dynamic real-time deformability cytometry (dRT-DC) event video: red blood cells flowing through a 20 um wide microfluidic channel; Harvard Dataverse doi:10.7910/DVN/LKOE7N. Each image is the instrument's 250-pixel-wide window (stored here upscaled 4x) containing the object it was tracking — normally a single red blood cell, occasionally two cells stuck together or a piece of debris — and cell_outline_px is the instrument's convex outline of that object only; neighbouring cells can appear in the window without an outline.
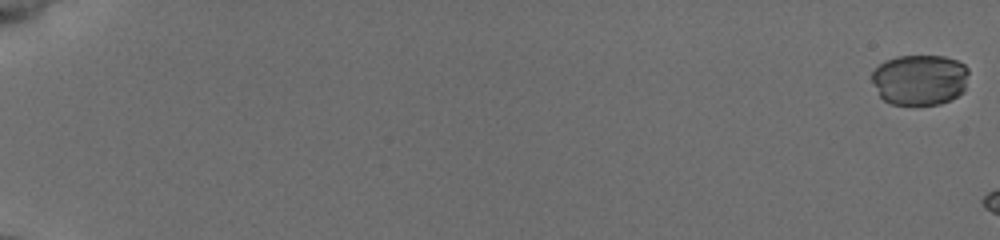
{"species": "common noctule bat (a hibernating species)", "species_latin": "Nyctalus noctula", "temperature_condition": "cold", "stored_images_in_passage": 6, "camera_frame_rate_fps": 3000, "um_per_image_px": 0.085, "animal": {"sex": "female", "body_mass_g": 19.5, "forearm_length_mm": 54.1}, "frame": {"image": 1, "passage_image": 1, "time_ms": 0.0, "image_size_px": [1000, 240], "cell_outline_px": [[968, 72], [964, 92], [940, 104], [892, 104], [884, 100], [880, 96], [872, 80], [872, 72], [884, 60], [896, 56], [944, 56], [956, 60], [964, 64], [968, 68]], "centroid_in_image_um": [78.19, 6.76], "position_along_channel_um": 6.8, "area_um2": 28.55}}